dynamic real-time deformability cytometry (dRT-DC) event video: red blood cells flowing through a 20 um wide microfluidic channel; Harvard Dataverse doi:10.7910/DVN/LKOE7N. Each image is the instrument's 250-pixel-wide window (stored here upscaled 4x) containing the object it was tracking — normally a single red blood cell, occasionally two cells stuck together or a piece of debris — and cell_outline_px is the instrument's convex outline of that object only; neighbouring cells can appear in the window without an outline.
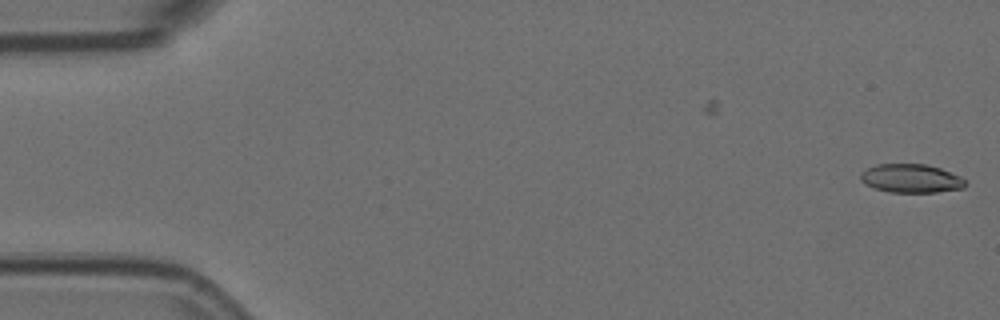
{"species": "Egyptian fruit bat (a non-hibernating species)", "species_latin": "Rousettus aegyptiacus", "temperature_condition": "room temperature", "stored_images_in_passage": 6, "camera_frame_rate_fps": 3000, "um_per_image_px": 0.085, "animal": {"sex": "female"}, "frame": {"image": 1, "passage_image": 6, "time_ms": 1.667, "image_size_px": [1000, 320], "cell_outline_px": [[968, 184], [964, 188], [936, 192], [888, 192], [864, 184], [860, 180], [860, 172], [876, 164], [924, 164], [940, 168], [960, 176]], "centroid_in_image_um": [77.43, 15.17], "position_along_channel_um": 7.6, "area_um2": 17.51}}